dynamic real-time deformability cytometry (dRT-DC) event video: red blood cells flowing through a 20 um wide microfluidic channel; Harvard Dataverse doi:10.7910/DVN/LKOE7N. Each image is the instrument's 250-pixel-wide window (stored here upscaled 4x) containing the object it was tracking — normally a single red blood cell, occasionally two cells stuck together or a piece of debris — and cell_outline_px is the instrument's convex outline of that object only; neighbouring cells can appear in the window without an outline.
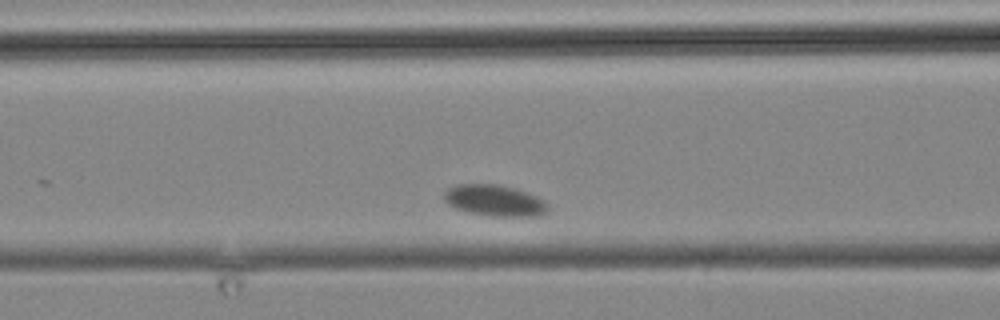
{"species": "common noctule bat (a hibernating species)", "species_latin": "Nyctalus noctula", "temperature_condition": "cold", "stored_images_in_passage": 14, "camera_frame_rate_fps": 3000, "um_per_image_px": 0.085, "animal": {"sex": "male", "body_mass_g": 19.2, "forearm_length_mm": 51.8}, "frame": {"image": 1, "passage_image": 7, "time_ms": 7.667, "image_size_px": [1000, 320], "cell_outline_px": [[548, 212], [540, 216], [488, 216], [468, 212], [456, 208], [448, 204], [444, 200], [444, 192], [448, 188], [456, 184], [496, 184], [516, 188], [528, 192], [536, 196], [548, 204]], "centroid_in_image_um": [42.05, 17.04], "position_along_channel_um": 124.6, "area_um2": 19.07}}
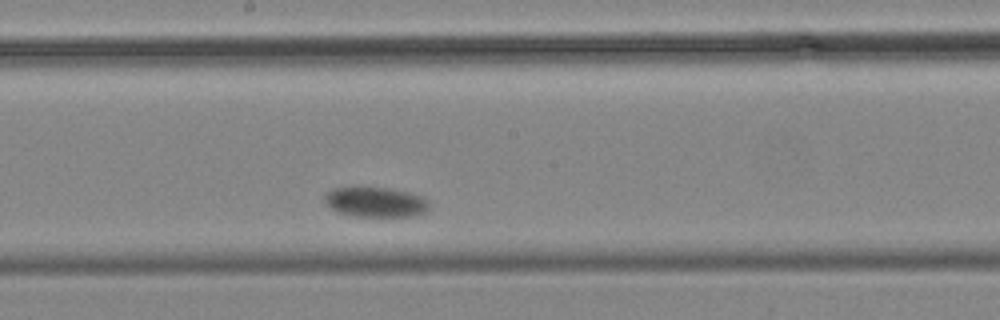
{"frame": {"image": 2, "passage_image": 10, "time_ms": 11.333, "image_size_px": [1000, 320], "cell_outline_px": [[428, 208], [424, 212], [412, 216], [352, 216], [340, 212], [324, 204], [324, 196], [332, 188], [352, 184], [388, 188], [408, 192], [420, 196], [428, 204]], "centroid_in_image_um": [31.81, 17.12], "position_along_channel_um": 216.4, "area_um2": 18.67}}
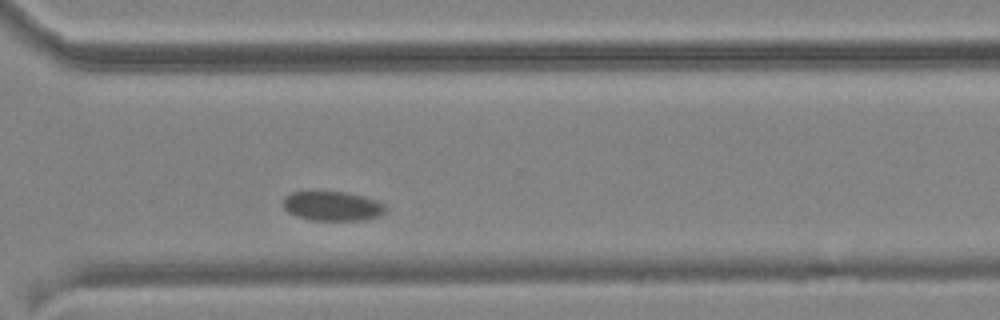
{"frame": {"image": 3, "passage_image": 14, "time_ms": 16.0, "image_size_px": [1000, 320], "cell_outline_px": [[384, 212], [380, 216], [364, 220], [308, 220], [296, 216], [288, 212], [284, 208], [284, 196], [292, 192], [344, 192], [364, 196], [376, 200], [384, 204]], "centroid_in_image_um": [28.24, 17.52], "position_along_channel_um": 342.4, "area_um2": 17.51}}